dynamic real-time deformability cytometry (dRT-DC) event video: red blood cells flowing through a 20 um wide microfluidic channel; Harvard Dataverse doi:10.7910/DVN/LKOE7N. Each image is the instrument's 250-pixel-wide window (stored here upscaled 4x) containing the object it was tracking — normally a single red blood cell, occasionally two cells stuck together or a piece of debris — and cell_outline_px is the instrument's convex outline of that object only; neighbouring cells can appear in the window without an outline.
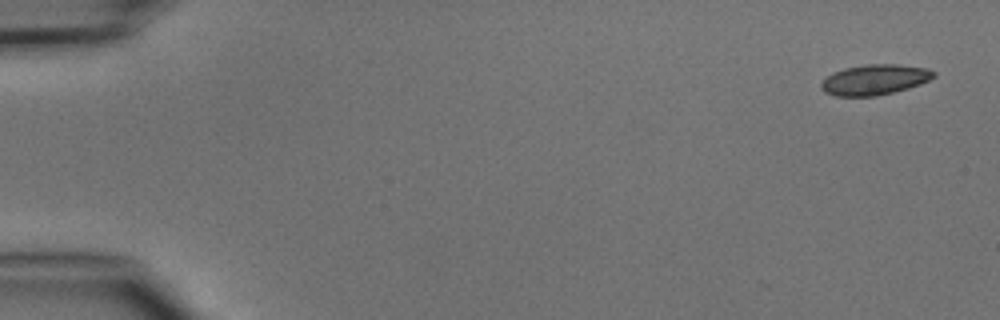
{"species": "common noctule bat (a hibernating species)", "species_latin": "Nyctalus noctula", "temperature_condition": "cold", "stored_images_in_passage": 6, "camera_frame_rate_fps": 3000, "um_per_image_px": 0.085, "animal": {"sex": "male", "body_mass_g": 15.6}, "frame": {"image": 1, "passage_image": 1, "time_ms": 0.0, "image_size_px": [1000, 320], "cell_outline_px": [[936, 76], [920, 84], [908, 88], [876, 96], [836, 96], [824, 92], [820, 88], [820, 84], [832, 72], [844, 68], [868, 64], [896, 64], [928, 68], [936, 72]], "centroid_in_image_um": [74.34, 6.77], "position_along_channel_um": 10.7, "area_um2": 19.94}}
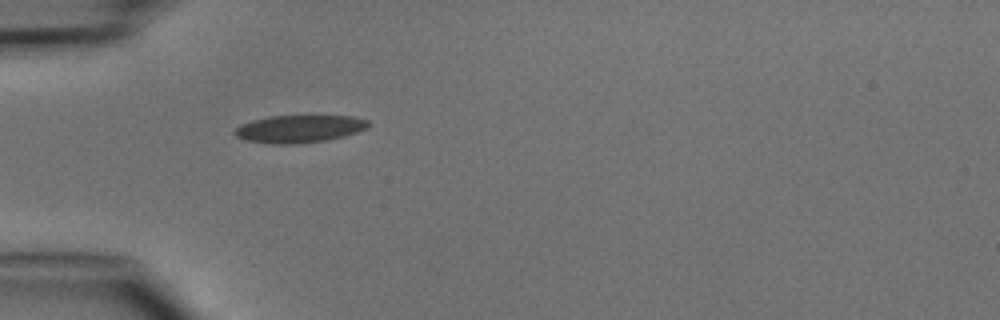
{"frame": {"image": 2, "passage_image": 4, "time_ms": 4.333, "image_size_px": [1000, 320], "cell_outline_px": [[368, 128], [344, 136], [324, 140], [300, 144], [272, 144], [244, 140], [236, 136], [232, 132], [240, 124], [252, 120], [268, 116], [352, 116], [368, 120]], "centroid_in_image_um": [25.39, 10.95], "position_along_channel_um": 59.6, "area_um2": 21.5}}